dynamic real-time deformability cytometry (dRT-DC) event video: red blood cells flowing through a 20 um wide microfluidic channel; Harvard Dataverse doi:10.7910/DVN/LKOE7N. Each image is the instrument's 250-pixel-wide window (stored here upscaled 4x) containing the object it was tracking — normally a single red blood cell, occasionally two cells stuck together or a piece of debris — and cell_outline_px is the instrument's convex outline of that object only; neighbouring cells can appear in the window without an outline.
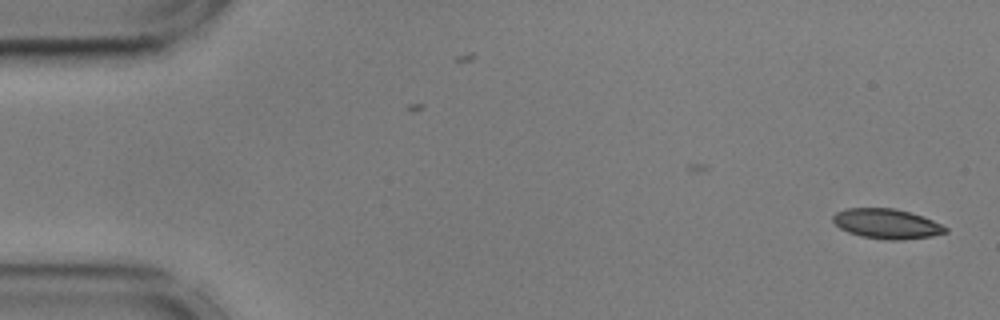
{"species": "common noctule bat (a hibernating species)", "species_latin": "Nyctalus noctula", "temperature_condition": "cold", "stored_images_in_passage": 43, "camera_frame_rate_fps": 3000, "um_per_image_px": 0.085, "animal": {"sex": "male", "body_mass_g": 17.9, "forearm_length_mm": 54.2}, "frame": {"image": 1, "passage_image": 1, "time_ms": 0.0, "image_size_px": [1000, 320], "cell_outline_px": [[948, 232], [932, 236], [900, 240], [888, 240], [860, 236], [848, 232], [840, 228], [832, 220], [832, 216], [836, 212], [848, 208], [892, 208], [908, 212], [932, 220], [948, 228]], "centroid_in_image_um": [75.35, 19.03], "position_along_channel_um": 9.6, "area_um2": 19.42}}
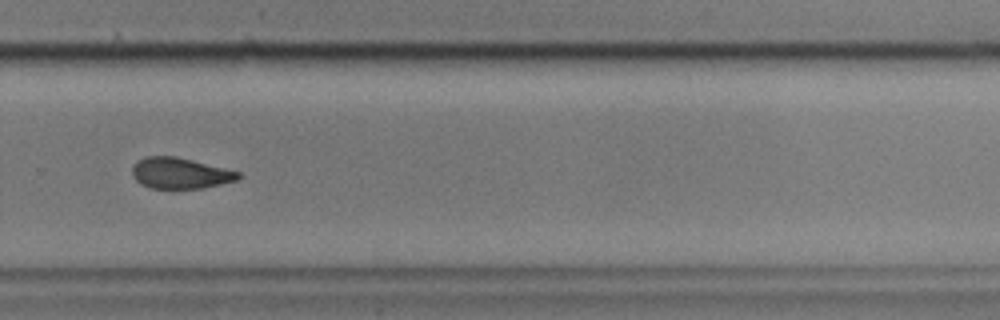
{"frame": {"image": 2, "passage_image": 37, "time_ms": 12.0, "image_size_px": [1000, 320], "cell_outline_px": [[240, 176], [236, 180], [220, 184], [200, 188], [152, 188], [140, 184], [132, 176], [132, 168], [136, 160], [148, 156], [176, 156], [240, 172]], "centroid_in_image_um": [15.26, 14.71], "position_along_channel_um": 314.5, "area_um2": 18.96}}
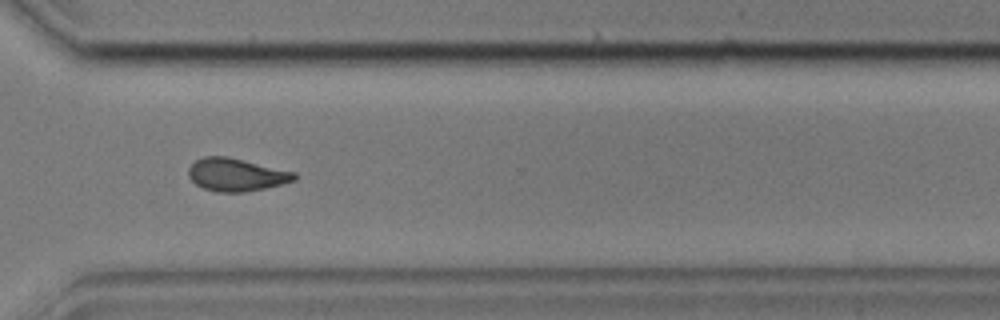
{"frame": {"image": 3, "passage_image": 40, "time_ms": 13.0, "image_size_px": [1000, 320], "cell_outline_px": [[296, 180], [264, 188], [244, 192], [216, 192], [204, 188], [196, 184], [188, 176], [188, 168], [196, 160], [204, 156], [228, 156], [296, 172]], "centroid_in_image_um": [20.07, 14.84], "position_along_channel_um": 350.5, "area_um2": 20.23}, "authors_computed_cell_mechanics": {"area_um2": 20.2878, "velocity_mm_per_s": 3.5879, "shape_relaxation_time_tau1_ms": 10.4884, "shape_relaxation_time_tau2_ms": 4.3764, "deformation_change_tau1": 0.1823, "deformation_change_tau2": 0.1079}}